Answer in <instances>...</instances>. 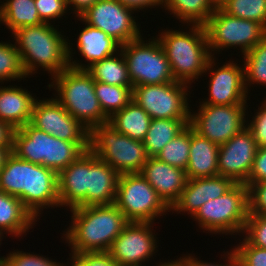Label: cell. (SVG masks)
I'll use <instances>...</instances> for the list:
<instances>
[{
	"label": "cell",
	"instance_id": "cell-36",
	"mask_svg": "<svg viewBox=\"0 0 266 266\" xmlns=\"http://www.w3.org/2000/svg\"><path fill=\"white\" fill-rule=\"evenodd\" d=\"M220 8L226 14L256 21L266 28V0H228Z\"/></svg>",
	"mask_w": 266,
	"mask_h": 266
},
{
	"label": "cell",
	"instance_id": "cell-40",
	"mask_svg": "<svg viewBox=\"0 0 266 266\" xmlns=\"http://www.w3.org/2000/svg\"><path fill=\"white\" fill-rule=\"evenodd\" d=\"M5 266H64L65 264L44 258L43 256L30 254L22 251L10 252L8 256L3 257Z\"/></svg>",
	"mask_w": 266,
	"mask_h": 266
},
{
	"label": "cell",
	"instance_id": "cell-35",
	"mask_svg": "<svg viewBox=\"0 0 266 266\" xmlns=\"http://www.w3.org/2000/svg\"><path fill=\"white\" fill-rule=\"evenodd\" d=\"M190 149V125L168 142L156 157L171 166L185 170Z\"/></svg>",
	"mask_w": 266,
	"mask_h": 266
},
{
	"label": "cell",
	"instance_id": "cell-22",
	"mask_svg": "<svg viewBox=\"0 0 266 266\" xmlns=\"http://www.w3.org/2000/svg\"><path fill=\"white\" fill-rule=\"evenodd\" d=\"M118 178L119 174L89 149L86 206L113 204Z\"/></svg>",
	"mask_w": 266,
	"mask_h": 266
},
{
	"label": "cell",
	"instance_id": "cell-51",
	"mask_svg": "<svg viewBox=\"0 0 266 266\" xmlns=\"http://www.w3.org/2000/svg\"><path fill=\"white\" fill-rule=\"evenodd\" d=\"M228 0H211L216 8H220L223 4H225Z\"/></svg>",
	"mask_w": 266,
	"mask_h": 266
},
{
	"label": "cell",
	"instance_id": "cell-6",
	"mask_svg": "<svg viewBox=\"0 0 266 266\" xmlns=\"http://www.w3.org/2000/svg\"><path fill=\"white\" fill-rule=\"evenodd\" d=\"M89 149L119 175L140 173L149 158L143 141L121 134L109 123L90 130Z\"/></svg>",
	"mask_w": 266,
	"mask_h": 266
},
{
	"label": "cell",
	"instance_id": "cell-42",
	"mask_svg": "<svg viewBox=\"0 0 266 266\" xmlns=\"http://www.w3.org/2000/svg\"><path fill=\"white\" fill-rule=\"evenodd\" d=\"M258 109L256 115H254L251 122L249 121L246 124V127L252 133L257 147H266V100Z\"/></svg>",
	"mask_w": 266,
	"mask_h": 266
},
{
	"label": "cell",
	"instance_id": "cell-20",
	"mask_svg": "<svg viewBox=\"0 0 266 266\" xmlns=\"http://www.w3.org/2000/svg\"><path fill=\"white\" fill-rule=\"evenodd\" d=\"M88 191V150L58 174L60 207H86Z\"/></svg>",
	"mask_w": 266,
	"mask_h": 266
},
{
	"label": "cell",
	"instance_id": "cell-47",
	"mask_svg": "<svg viewBox=\"0 0 266 266\" xmlns=\"http://www.w3.org/2000/svg\"><path fill=\"white\" fill-rule=\"evenodd\" d=\"M122 5L133 11L153 8L162 5L164 7L166 0H117Z\"/></svg>",
	"mask_w": 266,
	"mask_h": 266
},
{
	"label": "cell",
	"instance_id": "cell-2",
	"mask_svg": "<svg viewBox=\"0 0 266 266\" xmlns=\"http://www.w3.org/2000/svg\"><path fill=\"white\" fill-rule=\"evenodd\" d=\"M70 211L73 214L70 229L63 235L75 254L108 252L129 223L114 203L75 207Z\"/></svg>",
	"mask_w": 266,
	"mask_h": 266
},
{
	"label": "cell",
	"instance_id": "cell-29",
	"mask_svg": "<svg viewBox=\"0 0 266 266\" xmlns=\"http://www.w3.org/2000/svg\"><path fill=\"white\" fill-rule=\"evenodd\" d=\"M0 6V23L6 25L11 33L19 28L44 23L36 9L35 0H5Z\"/></svg>",
	"mask_w": 266,
	"mask_h": 266
},
{
	"label": "cell",
	"instance_id": "cell-27",
	"mask_svg": "<svg viewBox=\"0 0 266 266\" xmlns=\"http://www.w3.org/2000/svg\"><path fill=\"white\" fill-rule=\"evenodd\" d=\"M149 114L131 100L123 109L115 112L108 123L117 131L132 139L143 141L151 122Z\"/></svg>",
	"mask_w": 266,
	"mask_h": 266
},
{
	"label": "cell",
	"instance_id": "cell-5",
	"mask_svg": "<svg viewBox=\"0 0 266 266\" xmlns=\"http://www.w3.org/2000/svg\"><path fill=\"white\" fill-rule=\"evenodd\" d=\"M51 80L48 87L57 91L55 98L89 131L96 125L108 123L109 118L101 110L95 94L94 80L86 70L68 67Z\"/></svg>",
	"mask_w": 266,
	"mask_h": 266
},
{
	"label": "cell",
	"instance_id": "cell-30",
	"mask_svg": "<svg viewBox=\"0 0 266 266\" xmlns=\"http://www.w3.org/2000/svg\"><path fill=\"white\" fill-rule=\"evenodd\" d=\"M116 54L93 63L86 71L94 81L116 86H132L125 57L121 50Z\"/></svg>",
	"mask_w": 266,
	"mask_h": 266
},
{
	"label": "cell",
	"instance_id": "cell-54",
	"mask_svg": "<svg viewBox=\"0 0 266 266\" xmlns=\"http://www.w3.org/2000/svg\"><path fill=\"white\" fill-rule=\"evenodd\" d=\"M2 238H3V237L0 235V241H2ZM0 243H1V242H0ZM1 258H3V257H0V259H1Z\"/></svg>",
	"mask_w": 266,
	"mask_h": 266
},
{
	"label": "cell",
	"instance_id": "cell-18",
	"mask_svg": "<svg viewBox=\"0 0 266 266\" xmlns=\"http://www.w3.org/2000/svg\"><path fill=\"white\" fill-rule=\"evenodd\" d=\"M140 173L170 209L188 181L185 170L164 163L157 157H149Z\"/></svg>",
	"mask_w": 266,
	"mask_h": 266
},
{
	"label": "cell",
	"instance_id": "cell-24",
	"mask_svg": "<svg viewBox=\"0 0 266 266\" xmlns=\"http://www.w3.org/2000/svg\"><path fill=\"white\" fill-rule=\"evenodd\" d=\"M28 90L15 86L0 87V120L14 130L30 122L35 99Z\"/></svg>",
	"mask_w": 266,
	"mask_h": 266
},
{
	"label": "cell",
	"instance_id": "cell-48",
	"mask_svg": "<svg viewBox=\"0 0 266 266\" xmlns=\"http://www.w3.org/2000/svg\"><path fill=\"white\" fill-rule=\"evenodd\" d=\"M14 129L0 120V147H13Z\"/></svg>",
	"mask_w": 266,
	"mask_h": 266
},
{
	"label": "cell",
	"instance_id": "cell-8",
	"mask_svg": "<svg viewBox=\"0 0 266 266\" xmlns=\"http://www.w3.org/2000/svg\"><path fill=\"white\" fill-rule=\"evenodd\" d=\"M148 42L145 43L141 36L120 47L132 86L174 82L170 63L160 41L153 37Z\"/></svg>",
	"mask_w": 266,
	"mask_h": 266
},
{
	"label": "cell",
	"instance_id": "cell-49",
	"mask_svg": "<svg viewBox=\"0 0 266 266\" xmlns=\"http://www.w3.org/2000/svg\"><path fill=\"white\" fill-rule=\"evenodd\" d=\"M97 0H66L67 2V6H68V10L70 6H73L74 9L73 11L75 12L74 14H76L78 17L79 15H81L86 9H88L89 7H91Z\"/></svg>",
	"mask_w": 266,
	"mask_h": 266
},
{
	"label": "cell",
	"instance_id": "cell-34",
	"mask_svg": "<svg viewBox=\"0 0 266 266\" xmlns=\"http://www.w3.org/2000/svg\"><path fill=\"white\" fill-rule=\"evenodd\" d=\"M244 56L245 89L248 85H266V37Z\"/></svg>",
	"mask_w": 266,
	"mask_h": 266
},
{
	"label": "cell",
	"instance_id": "cell-15",
	"mask_svg": "<svg viewBox=\"0 0 266 266\" xmlns=\"http://www.w3.org/2000/svg\"><path fill=\"white\" fill-rule=\"evenodd\" d=\"M29 123L61 140L89 141L90 131L73 118L55 97L37 100Z\"/></svg>",
	"mask_w": 266,
	"mask_h": 266
},
{
	"label": "cell",
	"instance_id": "cell-52",
	"mask_svg": "<svg viewBox=\"0 0 266 266\" xmlns=\"http://www.w3.org/2000/svg\"><path fill=\"white\" fill-rule=\"evenodd\" d=\"M157 266H179V265L174 260V261H171V262H164V263L161 262V264H158Z\"/></svg>",
	"mask_w": 266,
	"mask_h": 266
},
{
	"label": "cell",
	"instance_id": "cell-53",
	"mask_svg": "<svg viewBox=\"0 0 266 266\" xmlns=\"http://www.w3.org/2000/svg\"><path fill=\"white\" fill-rule=\"evenodd\" d=\"M0 266H5L3 258L0 259Z\"/></svg>",
	"mask_w": 266,
	"mask_h": 266
},
{
	"label": "cell",
	"instance_id": "cell-46",
	"mask_svg": "<svg viewBox=\"0 0 266 266\" xmlns=\"http://www.w3.org/2000/svg\"><path fill=\"white\" fill-rule=\"evenodd\" d=\"M233 250H231L230 252L227 251V254L225 255L228 256L226 259L228 262L227 264H214V263H208L206 261H202V260H198L196 257L194 258L193 256H190V254L188 256H184V257H180L179 259L175 260L177 262V264L179 266H238V260L237 257L235 255V251L234 248H232ZM182 258V259H181Z\"/></svg>",
	"mask_w": 266,
	"mask_h": 266
},
{
	"label": "cell",
	"instance_id": "cell-11",
	"mask_svg": "<svg viewBox=\"0 0 266 266\" xmlns=\"http://www.w3.org/2000/svg\"><path fill=\"white\" fill-rule=\"evenodd\" d=\"M188 87L182 82L134 86L132 100L141 106L151 119H190Z\"/></svg>",
	"mask_w": 266,
	"mask_h": 266
},
{
	"label": "cell",
	"instance_id": "cell-44",
	"mask_svg": "<svg viewBox=\"0 0 266 266\" xmlns=\"http://www.w3.org/2000/svg\"><path fill=\"white\" fill-rule=\"evenodd\" d=\"M71 255V266H118L107 252Z\"/></svg>",
	"mask_w": 266,
	"mask_h": 266
},
{
	"label": "cell",
	"instance_id": "cell-41",
	"mask_svg": "<svg viewBox=\"0 0 266 266\" xmlns=\"http://www.w3.org/2000/svg\"><path fill=\"white\" fill-rule=\"evenodd\" d=\"M35 5L44 23H50L49 19L62 18L68 9L66 0H35Z\"/></svg>",
	"mask_w": 266,
	"mask_h": 266
},
{
	"label": "cell",
	"instance_id": "cell-16",
	"mask_svg": "<svg viewBox=\"0 0 266 266\" xmlns=\"http://www.w3.org/2000/svg\"><path fill=\"white\" fill-rule=\"evenodd\" d=\"M257 148L250 130L247 127L243 128L219 146V175L231 179L235 184L246 185Z\"/></svg>",
	"mask_w": 266,
	"mask_h": 266
},
{
	"label": "cell",
	"instance_id": "cell-39",
	"mask_svg": "<svg viewBox=\"0 0 266 266\" xmlns=\"http://www.w3.org/2000/svg\"><path fill=\"white\" fill-rule=\"evenodd\" d=\"M242 243V244H240ZM238 266H266V249L249 245L244 239L234 249Z\"/></svg>",
	"mask_w": 266,
	"mask_h": 266
},
{
	"label": "cell",
	"instance_id": "cell-1",
	"mask_svg": "<svg viewBox=\"0 0 266 266\" xmlns=\"http://www.w3.org/2000/svg\"><path fill=\"white\" fill-rule=\"evenodd\" d=\"M0 190L19 198L36 219L43 208L60 207L58 174L43 165L19 159L12 152L0 170Z\"/></svg>",
	"mask_w": 266,
	"mask_h": 266
},
{
	"label": "cell",
	"instance_id": "cell-12",
	"mask_svg": "<svg viewBox=\"0 0 266 266\" xmlns=\"http://www.w3.org/2000/svg\"><path fill=\"white\" fill-rule=\"evenodd\" d=\"M199 107V112H190L189 125L200 136L219 146L246 127V104H200Z\"/></svg>",
	"mask_w": 266,
	"mask_h": 266
},
{
	"label": "cell",
	"instance_id": "cell-32",
	"mask_svg": "<svg viewBox=\"0 0 266 266\" xmlns=\"http://www.w3.org/2000/svg\"><path fill=\"white\" fill-rule=\"evenodd\" d=\"M86 150L89 141H66L50 135L49 169L59 174Z\"/></svg>",
	"mask_w": 266,
	"mask_h": 266
},
{
	"label": "cell",
	"instance_id": "cell-13",
	"mask_svg": "<svg viewBox=\"0 0 266 266\" xmlns=\"http://www.w3.org/2000/svg\"><path fill=\"white\" fill-rule=\"evenodd\" d=\"M132 12L117 0H97L78 20L102 30L122 46L141 37Z\"/></svg>",
	"mask_w": 266,
	"mask_h": 266
},
{
	"label": "cell",
	"instance_id": "cell-3",
	"mask_svg": "<svg viewBox=\"0 0 266 266\" xmlns=\"http://www.w3.org/2000/svg\"><path fill=\"white\" fill-rule=\"evenodd\" d=\"M51 24L27 26L12 33L26 76L35 74L39 66L51 77L69 67L68 39Z\"/></svg>",
	"mask_w": 266,
	"mask_h": 266
},
{
	"label": "cell",
	"instance_id": "cell-28",
	"mask_svg": "<svg viewBox=\"0 0 266 266\" xmlns=\"http://www.w3.org/2000/svg\"><path fill=\"white\" fill-rule=\"evenodd\" d=\"M190 119H152L143 140V145L149 157L156 155L163 147L182 132Z\"/></svg>",
	"mask_w": 266,
	"mask_h": 266
},
{
	"label": "cell",
	"instance_id": "cell-19",
	"mask_svg": "<svg viewBox=\"0 0 266 266\" xmlns=\"http://www.w3.org/2000/svg\"><path fill=\"white\" fill-rule=\"evenodd\" d=\"M234 185L231 179L221 175L188 179L178 201L170 210L187 212L192 217L204 203L224 195Z\"/></svg>",
	"mask_w": 266,
	"mask_h": 266
},
{
	"label": "cell",
	"instance_id": "cell-45",
	"mask_svg": "<svg viewBox=\"0 0 266 266\" xmlns=\"http://www.w3.org/2000/svg\"><path fill=\"white\" fill-rule=\"evenodd\" d=\"M266 182V147H258L246 184Z\"/></svg>",
	"mask_w": 266,
	"mask_h": 266
},
{
	"label": "cell",
	"instance_id": "cell-14",
	"mask_svg": "<svg viewBox=\"0 0 266 266\" xmlns=\"http://www.w3.org/2000/svg\"><path fill=\"white\" fill-rule=\"evenodd\" d=\"M152 227L153 222H129L107 253L118 266H143L158 247Z\"/></svg>",
	"mask_w": 266,
	"mask_h": 266
},
{
	"label": "cell",
	"instance_id": "cell-26",
	"mask_svg": "<svg viewBox=\"0 0 266 266\" xmlns=\"http://www.w3.org/2000/svg\"><path fill=\"white\" fill-rule=\"evenodd\" d=\"M37 222L32 213L17 197L0 190V235L10 233L21 236ZM33 224V225H32Z\"/></svg>",
	"mask_w": 266,
	"mask_h": 266
},
{
	"label": "cell",
	"instance_id": "cell-31",
	"mask_svg": "<svg viewBox=\"0 0 266 266\" xmlns=\"http://www.w3.org/2000/svg\"><path fill=\"white\" fill-rule=\"evenodd\" d=\"M164 8L189 26L204 25L216 10L211 0H166Z\"/></svg>",
	"mask_w": 266,
	"mask_h": 266
},
{
	"label": "cell",
	"instance_id": "cell-21",
	"mask_svg": "<svg viewBox=\"0 0 266 266\" xmlns=\"http://www.w3.org/2000/svg\"><path fill=\"white\" fill-rule=\"evenodd\" d=\"M85 25L87 26L81 30L76 45L85 60L87 62L89 61V63H87L88 65L81 64V62L78 63L76 60L73 61L72 54L75 53L71 52V45L68 43L69 67L75 70H86L93 63L119 52L121 47L116 40L102 30L86 23Z\"/></svg>",
	"mask_w": 266,
	"mask_h": 266
},
{
	"label": "cell",
	"instance_id": "cell-33",
	"mask_svg": "<svg viewBox=\"0 0 266 266\" xmlns=\"http://www.w3.org/2000/svg\"><path fill=\"white\" fill-rule=\"evenodd\" d=\"M133 86H116L94 81V90L101 110L110 118L132 100Z\"/></svg>",
	"mask_w": 266,
	"mask_h": 266
},
{
	"label": "cell",
	"instance_id": "cell-38",
	"mask_svg": "<svg viewBox=\"0 0 266 266\" xmlns=\"http://www.w3.org/2000/svg\"><path fill=\"white\" fill-rule=\"evenodd\" d=\"M244 232L247 233L244 240L249 245L266 249V215L249 214Z\"/></svg>",
	"mask_w": 266,
	"mask_h": 266
},
{
	"label": "cell",
	"instance_id": "cell-37",
	"mask_svg": "<svg viewBox=\"0 0 266 266\" xmlns=\"http://www.w3.org/2000/svg\"><path fill=\"white\" fill-rule=\"evenodd\" d=\"M26 77L16 44L0 42V83Z\"/></svg>",
	"mask_w": 266,
	"mask_h": 266
},
{
	"label": "cell",
	"instance_id": "cell-7",
	"mask_svg": "<svg viewBox=\"0 0 266 266\" xmlns=\"http://www.w3.org/2000/svg\"><path fill=\"white\" fill-rule=\"evenodd\" d=\"M249 215L248 187L235 184L224 195L204 203L192 216L209 233H243Z\"/></svg>",
	"mask_w": 266,
	"mask_h": 266
},
{
	"label": "cell",
	"instance_id": "cell-10",
	"mask_svg": "<svg viewBox=\"0 0 266 266\" xmlns=\"http://www.w3.org/2000/svg\"><path fill=\"white\" fill-rule=\"evenodd\" d=\"M204 28L208 47L213 52L239 47L245 54L266 37V28L262 24L231 16L221 8H216Z\"/></svg>",
	"mask_w": 266,
	"mask_h": 266
},
{
	"label": "cell",
	"instance_id": "cell-4",
	"mask_svg": "<svg viewBox=\"0 0 266 266\" xmlns=\"http://www.w3.org/2000/svg\"><path fill=\"white\" fill-rule=\"evenodd\" d=\"M191 27L188 33L171 29L161 32L157 37L170 63L175 81L187 85L206 73L207 64L213 57L204 25L192 24Z\"/></svg>",
	"mask_w": 266,
	"mask_h": 266
},
{
	"label": "cell",
	"instance_id": "cell-43",
	"mask_svg": "<svg viewBox=\"0 0 266 266\" xmlns=\"http://www.w3.org/2000/svg\"><path fill=\"white\" fill-rule=\"evenodd\" d=\"M248 187L249 214L266 215V182L246 184Z\"/></svg>",
	"mask_w": 266,
	"mask_h": 266
},
{
	"label": "cell",
	"instance_id": "cell-17",
	"mask_svg": "<svg viewBox=\"0 0 266 266\" xmlns=\"http://www.w3.org/2000/svg\"><path fill=\"white\" fill-rule=\"evenodd\" d=\"M215 58L212 57L206 68L209 70V98L200 104L211 105H238L247 104V91L245 89L244 66L239 67L233 61L225 63L222 67L215 69ZM211 68H214L211 69Z\"/></svg>",
	"mask_w": 266,
	"mask_h": 266
},
{
	"label": "cell",
	"instance_id": "cell-23",
	"mask_svg": "<svg viewBox=\"0 0 266 266\" xmlns=\"http://www.w3.org/2000/svg\"><path fill=\"white\" fill-rule=\"evenodd\" d=\"M50 134L27 123L15 129L13 149L19 159L49 168Z\"/></svg>",
	"mask_w": 266,
	"mask_h": 266
},
{
	"label": "cell",
	"instance_id": "cell-50",
	"mask_svg": "<svg viewBox=\"0 0 266 266\" xmlns=\"http://www.w3.org/2000/svg\"><path fill=\"white\" fill-rule=\"evenodd\" d=\"M13 147H0V170L5 164L6 158L12 152Z\"/></svg>",
	"mask_w": 266,
	"mask_h": 266
},
{
	"label": "cell",
	"instance_id": "cell-9",
	"mask_svg": "<svg viewBox=\"0 0 266 266\" xmlns=\"http://www.w3.org/2000/svg\"><path fill=\"white\" fill-rule=\"evenodd\" d=\"M114 204L129 222H154L171 211L141 173L119 175Z\"/></svg>",
	"mask_w": 266,
	"mask_h": 266
},
{
	"label": "cell",
	"instance_id": "cell-25",
	"mask_svg": "<svg viewBox=\"0 0 266 266\" xmlns=\"http://www.w3.org/2000/svg\"><path fill=\"white\" fill-rule=\"evenodd\" d=\"M219 145L200 136L190 126V149L185 169L188 179L206 178L219 175Z\"/></svg>",
	"mask_w": 266,
	"mask_h": 266
}]
</instances>
